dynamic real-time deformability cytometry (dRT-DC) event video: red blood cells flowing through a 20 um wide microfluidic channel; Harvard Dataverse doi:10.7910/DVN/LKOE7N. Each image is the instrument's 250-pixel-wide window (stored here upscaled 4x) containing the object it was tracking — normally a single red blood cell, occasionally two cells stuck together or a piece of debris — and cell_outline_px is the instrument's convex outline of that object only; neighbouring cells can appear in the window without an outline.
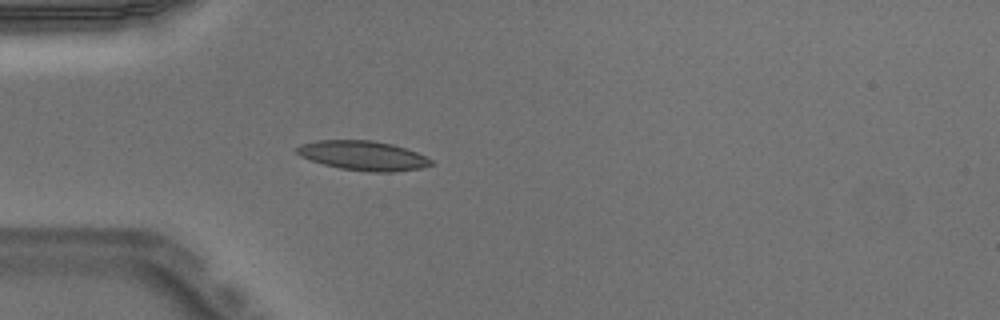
{"species": "Egyptian fruit bat (a non-hibernating species)", "species_latin": "Rousettus aegyptiacus", "temperature_condition": "warm", "stored_images_in_passage": 1, "camera_frame_rate_fps": 3000, "um_per_image_px": 0.085, "animal": {"sex": "male"}, "frame": {"image": 1, "passage_image": 1, "time_ms": 0.0, "image_size_px": [1000, 320], "cell_outline_px": [[432, 164], [420, 168], [392, 172], [372, 172], [340, 168], [324, 164], [300, 156], [296, 152], [296, 148], [300, 144], [316, 140], [372, 140], [392, 144], [416, 152], [432, 160]], "centroid_in_image_um": [30.83, 13.22], "position_along_channel_um": 54.2, "area_um2": 22.83}}